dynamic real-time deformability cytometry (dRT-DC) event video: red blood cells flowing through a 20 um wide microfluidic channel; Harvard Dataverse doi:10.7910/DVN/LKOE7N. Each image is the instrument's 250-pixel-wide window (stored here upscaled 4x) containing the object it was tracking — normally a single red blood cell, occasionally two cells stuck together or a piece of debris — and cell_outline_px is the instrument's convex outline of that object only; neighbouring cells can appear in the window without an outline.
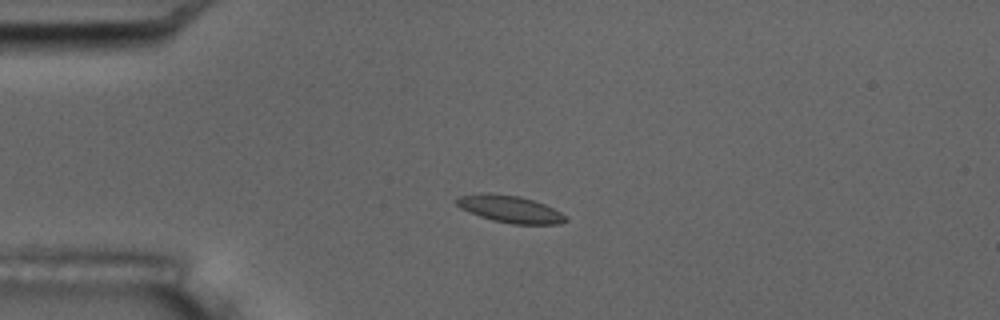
{"species": "common noctule bat (a hibernating species)", "species_latin": "Nyctalus noctula", "temperature_condition": "room temperature", "stored_images_in_passage": 5, "camera_frame_rate_fps": 3000, "um_per_image_px": 0.085, "animal": {"sex": "male", "body_mass_g": 17.5, "forearm_length_mm": 52.3}, "frame": {"image": 1, "passage_image": 4, "time_ms": 3.667, "image_size_px": [1000, 320], "cell_outline_px": [[568, 220], [560, 224], [512, 224], [492, 220], [468, 212], [460, 208], [456, 204], [456, 200], [460, 196], [480, 192], [488, 192], [520, 196], [544, 204], [568, 216]], "centroid_in_image_um": [43.34, 17.76], "position_along_channel_um": 41.7, "area_um2": 17.34}}